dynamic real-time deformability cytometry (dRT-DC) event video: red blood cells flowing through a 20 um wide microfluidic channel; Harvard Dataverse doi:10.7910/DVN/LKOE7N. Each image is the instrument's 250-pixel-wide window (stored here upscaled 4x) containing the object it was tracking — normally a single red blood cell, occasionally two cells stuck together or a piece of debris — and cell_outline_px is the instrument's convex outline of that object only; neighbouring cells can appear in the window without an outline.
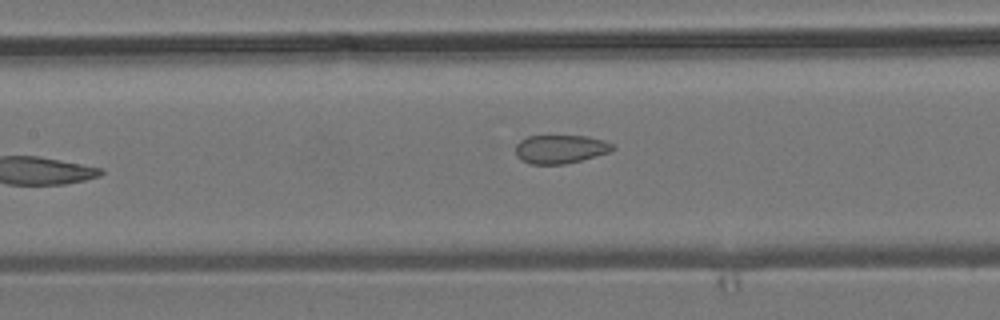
{"species": "common noctule bat (a hibernating species)", "species_latin": "Nyctalus noctula", "temperature_condition": "room temperature", "stored_images_in_passage": 9, "camera_frame_rate_fps": 3000, "um_per_image_px": 0.085, "animal": {"sex": "male", "body_mass_g": 19.2, "forearm_length_mm": 51.8}, "frame": {"image": 1, "passage_image": 8, "time_ms": 8.333, "image_size_px": [1000, 320], "cell_outline_px": [[616, 148], [608, 152], [580, 160], [564, 164], [532, 164], [520, 160], [516, 156], [516, 144], [520, 140], [528, 136], [584, 136], [604, 140], [612, 144]], "centroid_in_image_um": [47.59, 12.67], "position_along_channel_um": 159.8, "area_um2": 16.01}}
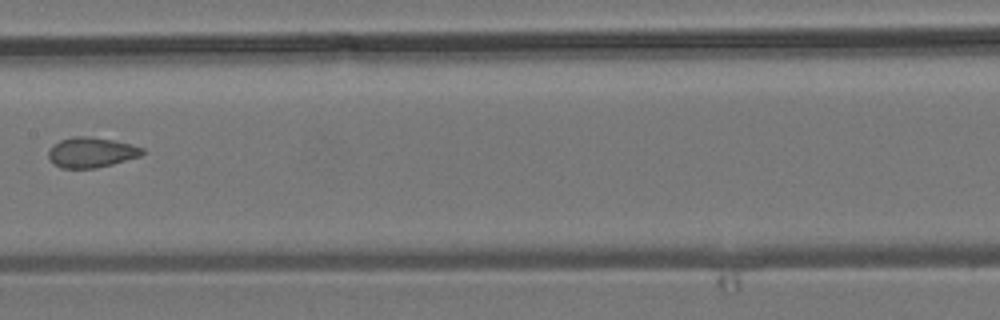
{"frame": {"image": 2, "passage_image": 9, "time_ms": 9.333, "image_size_px": [1000, 320], "cell_outline_px": [[144, 152], [140, 156], [112, 164], [96, 168], [60, 168], [52, 164], [48, 156], [48, 152], [60, 140], [72, 136], [88, 136], [112, 140], [144, 148]], "centroid_in_image_um": [7.73, 12.96], "position_along_channel_um": 199.7, "area_um2": 16.36}}